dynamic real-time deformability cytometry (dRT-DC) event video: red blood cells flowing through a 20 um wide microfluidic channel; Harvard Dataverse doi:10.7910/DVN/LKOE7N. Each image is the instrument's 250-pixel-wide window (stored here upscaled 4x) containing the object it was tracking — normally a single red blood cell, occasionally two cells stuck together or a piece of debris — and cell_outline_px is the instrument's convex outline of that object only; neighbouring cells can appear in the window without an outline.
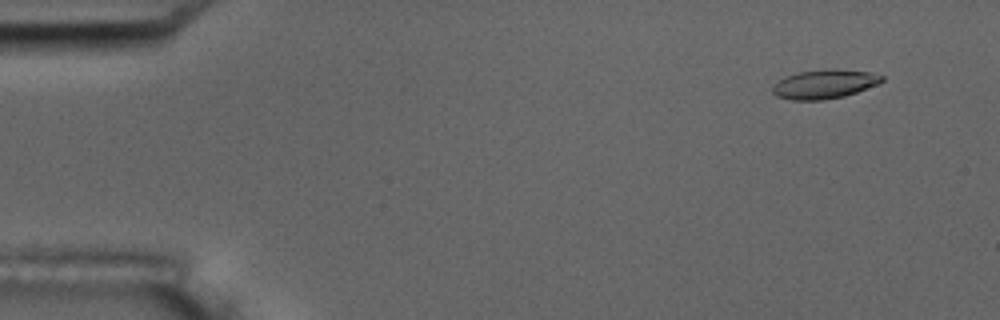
{"species": "common noctule bat (a hibernating species)", "species_latin": "Nyctalus noctula", "temperature_condition": "room temperature", "stored_images_in_passage": 4, "camera_frame_rate_fps": 3000, "um_per_image_px": 0.085, "animal": {"sex": "male", "body_mass_g": 17.5, "forearm_length_mm": 52.3}, "frame": {"image": 1, "passage_image": 1, "time_ms": 0.0, "image_size_px": [1000, 320], "cell_outline_px": [[884, 80], [880, 84], [844, 96], [824, 100], [792, 100], [776, 96], [772, 92], [772, 84], [784, 76], [796, 72], [828, 68], [832, 68], [872, 72], [884, 76]], "centroid_in_image_um": [70.07, 7.13], "position_along_channel_um": 14.9, "area_um2": 18.96}}